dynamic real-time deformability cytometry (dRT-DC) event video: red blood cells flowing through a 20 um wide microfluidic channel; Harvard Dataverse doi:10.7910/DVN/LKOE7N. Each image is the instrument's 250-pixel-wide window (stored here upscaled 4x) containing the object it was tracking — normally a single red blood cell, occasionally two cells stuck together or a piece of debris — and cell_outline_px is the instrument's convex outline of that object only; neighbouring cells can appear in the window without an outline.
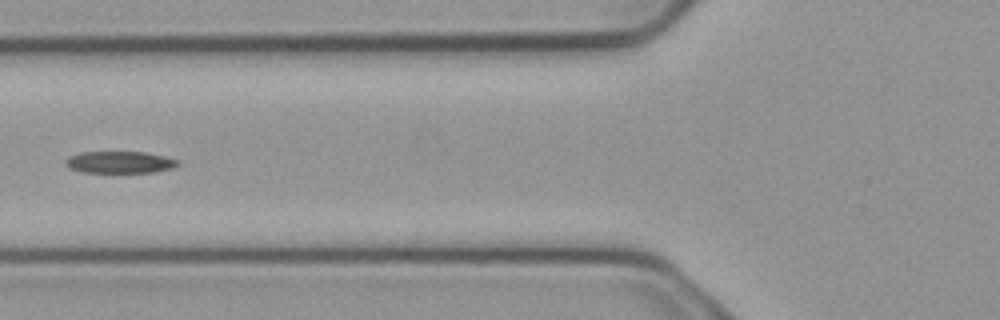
{"species": "common noctule bat (a hibernating species)", "species_latin": "Nyctalus noctula", "temperature_condition": "cold", "stored_images_in_passage": 6, "camera_frame_rate_fps": 3000, "um_per_image_px": 0.085, "animal": {"sex": "male", "body_mass_g": 23.1, "forearm_length_mm": 52.7}, "frame": {"image": 1, "passage_image": 6, "time_ms": 1.667, "image_size_px": [1000, 320], "cell_outline_px": [[180, 164], [172, 168], [152, 172], [80, 172], [68, 168], [64, 164], [64, 160], [68, 156], [80, 152], [144, 152], [164, 156], [180, 160]], "centroid_in_image_um": [10.13, 13.78], "position_along_channel_um": 115.7, "area_um2": 14.45}}